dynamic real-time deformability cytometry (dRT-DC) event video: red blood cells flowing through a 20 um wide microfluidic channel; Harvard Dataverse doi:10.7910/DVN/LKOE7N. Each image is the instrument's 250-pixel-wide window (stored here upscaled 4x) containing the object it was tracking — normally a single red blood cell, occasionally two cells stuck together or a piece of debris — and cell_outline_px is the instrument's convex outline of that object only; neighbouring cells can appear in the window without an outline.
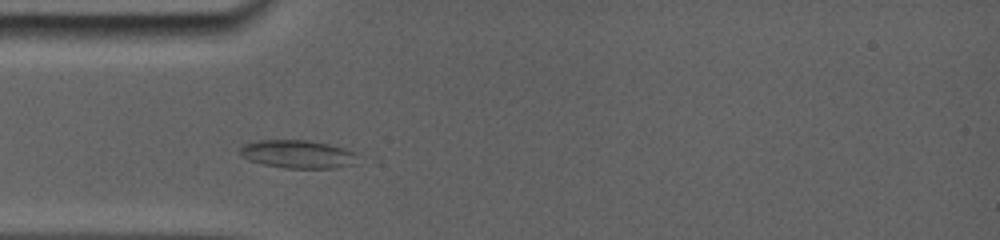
{"species": "common noctule bat (a hibernating species)", "species_latin": "Nyctalus noctula", "temperature_condition": "room temperature", "stored_images_in_passage": 8, "camera_frame_rate_fps": 5000, "um_per_image_px": 0.085, "animal": {"sex": "female", "body_mass_g": 19.0, "forearm_length_mm": 56.7}, "frame": {"image": 1, "passage_image": 3, "time_ms": 2.2, "image_size_px": [1000, 240], "cell_outline_px": [[352, 164], [336, 168], [288, 168], [264, 164], [248, 160], [240, 152], [240, 148], [244, 144], [264, 140], [304, 140], [324, 144], [340, 148], [352, 152]], "centroid_in_image_um": [25.2, 13.11], "position_along_channel_um": 59.8, "area_um2": 18.38}}
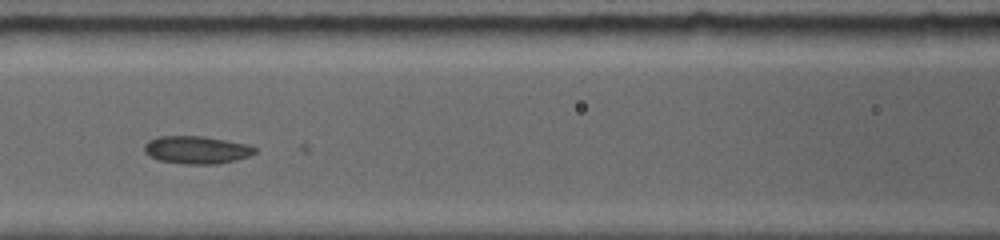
{"frame": {"image": 2, "passage_image": 5, "time_ms": 4.6, "image_size_px": [1000, 240], "cell_outline_px": [[256, 152], [248, 156], [236, 160], [216, 164], [184, 164], [160, 160], [148, 156], [144, 152], [144, 148], [152, 140], [160, 136], [204, 136], [244, 144], [256, 148]], "centroid_in_image_um": [16.71, 12.75], "position_along_channel_um": 149.9, "area_um2": 17.51}}
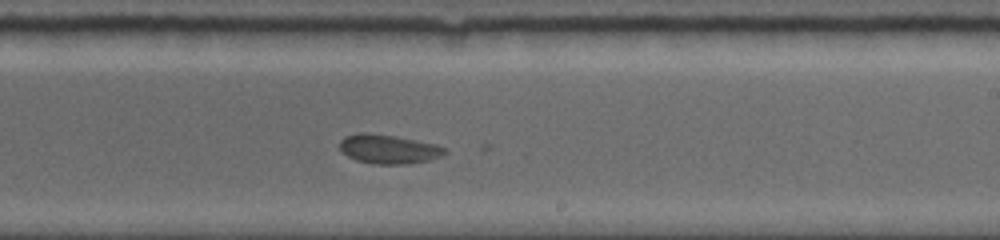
{"frame": {"image": 3, "passage_image": 8, "time_ms": 7.4, "image_size_px": [1000, 240], "cell_outline_px": [[448, 152], [432, 160], [408, 164], [372, 164], [356, 160], [348, 156], [336, 148], [340, 140], [344, 136], [360, 132], [364, 132], [396, 136], [436, 144], [448, 148]], "centroid_in_image_um": [33.01, 12.67], "position_along_channel_um": 256.0, "area_um2": 18.26}}